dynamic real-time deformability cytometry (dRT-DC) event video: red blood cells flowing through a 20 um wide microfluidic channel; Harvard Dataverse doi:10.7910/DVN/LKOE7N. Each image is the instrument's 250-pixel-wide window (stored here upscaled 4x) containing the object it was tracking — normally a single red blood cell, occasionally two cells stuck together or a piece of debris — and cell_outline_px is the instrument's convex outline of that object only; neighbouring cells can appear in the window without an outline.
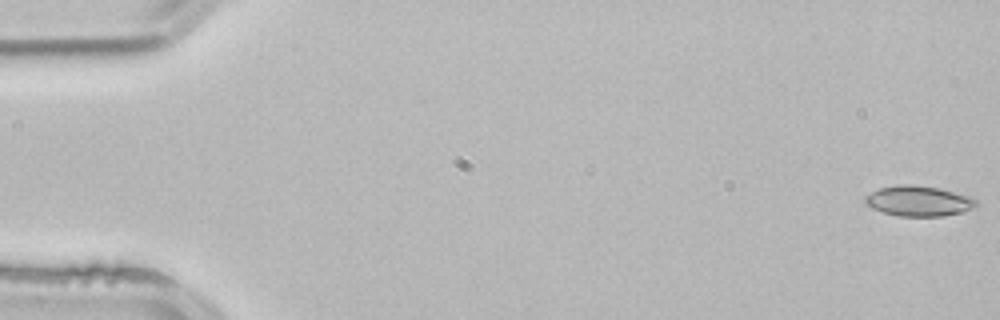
{"species": "common noctule bat (a hibernating species)", "species_latin": "Nyctalus noctula", "temperature_condition": "room temperature", "stored_images_in_passage": 53, "camera_frame_rate_fps": 3000, "um_per_image_px": 0.085, "animal": {"sex": "male", "body_mass_g": 21.5, "forearm_length_mm": 52.0}, "frame": {"image": 1, "passage_image": 1, "time_ms": 0.0, "image_size_px": [1000, 320], "cell_outline_px": [[976, 208], [944, 216], [900, 216], [884, 212], [872, 208], [864, 200], [864, 196], [880, 188], [900, 184], [912, 184], [940, 188], [972, 196], [976, 200]], "centroid_in_image_um": [78.12, 17.07], "position_along_channel_um": 6.9, "area_um2": 19.65}}
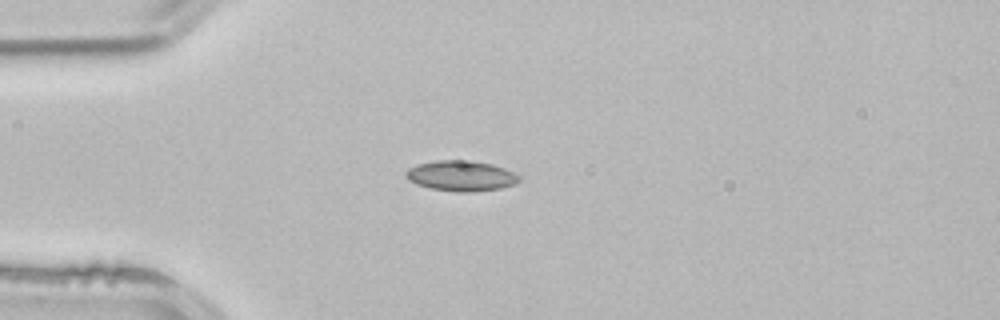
{"frame": {"image": 2, "passage_image": 14, "time_ms": 4.333, "image_size_px": [1000, 320], "cell_outline_px": [[520, 180], [516, 184], [500, 188], [476, 192], [456, 192], [428, 188], [416, 184], [408, 180], [404, 176], [404, 172], [408, 168], [416, 164], [436, 160], [472, 160], [492, 164], [516, 172], [520, 176]], "centroid_in_image_um": [39.18, 14.94], "position_along_channel_um": 45.8, "area_um2": 20.58}}
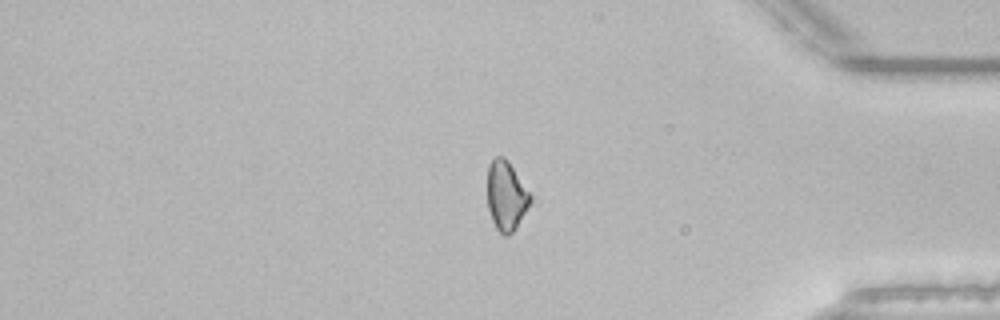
{"frame": {"image": 3, "passage_image": 44, "time_ms": 14.333, "image_size_px": [1000, 320], "cell_outline_px": [[532, 196], [516, 228], [508, 236], [504, 236], [496, 228], [492, 220], [488, 208], [488, 164], [496, 156], [504, 156], [508, 160]], "centroid_in_image_um": [43.01, 16.62], "position_along_channel_um": 392.2, "area_um2": 17.11}, "authors_computed_cell_mechanics": {"area_um2": 18.4382, "velocity_mm_per_s": 3.8912, "shape_relaxation_time_tau1_ms": null, "shape_relaxation_time_tau2_ms": 2.8285, "deformation_change_tau1": null, "deformation_change_tau2": 0.0768}}